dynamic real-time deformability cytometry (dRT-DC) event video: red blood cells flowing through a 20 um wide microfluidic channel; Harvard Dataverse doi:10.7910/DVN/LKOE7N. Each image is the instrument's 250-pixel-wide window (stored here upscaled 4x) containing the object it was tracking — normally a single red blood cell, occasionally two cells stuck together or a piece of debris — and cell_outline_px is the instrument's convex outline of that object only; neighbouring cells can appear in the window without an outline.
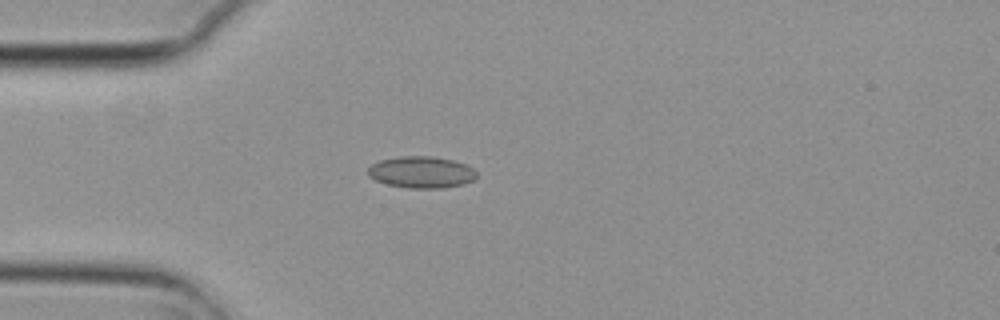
{"species": "common noctule bat (a hibernating species)", "species_latin": "Nyctalus noctula", "temperature_condition": "cold", "stored_images_in_passage": 5, "camera_frame_rate_fps": 3000, "um_per_image_px": 0.085, "animal": {"sex": "female", "body_mass_g": 29.2, "forearm_length_mm": 56.3}, "frame": {"image": 1, "passage_image": 5, "time_ms": 1.333, "image_size_px": [1000, 320], "cell_outline_px": [[476, 176], [472, 180], [464, 184], [444, 188], [408, 188], [388, 184], [376, 180], [368, 176], [368, 168], [372, 164], [380, 160], [400, 156], [432, 156], [452, 160], [464, 164], [472, 168], [476, 172]], "centroid_in_image_um": [35.8, 14.64], "position_along_channel_um": 49.2, "area_um2": 19.94}}